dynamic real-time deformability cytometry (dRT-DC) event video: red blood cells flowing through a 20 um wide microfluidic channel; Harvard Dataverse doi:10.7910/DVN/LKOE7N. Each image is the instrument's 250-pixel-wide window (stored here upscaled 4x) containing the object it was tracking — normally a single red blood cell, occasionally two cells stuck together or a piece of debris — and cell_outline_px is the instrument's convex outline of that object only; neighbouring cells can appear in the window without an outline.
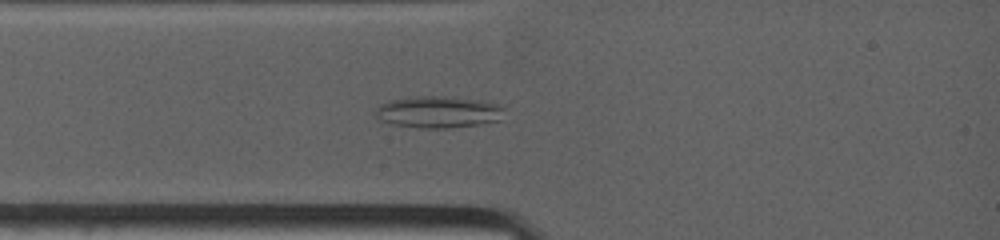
{"species": "common noctule bat (a hibernating species)", "species_latin": "Nyctalus noctula", "temperature_condition": "warm", "stored_images_in_passage": 5, "camera_frame_rate_fps": 4500, "um_per_image_px": 0.085, "animal": {"sex": "female", "body_mass_g": 19.0, "forearm_length_mm": 53.3}, "frame": {"image": 1, "passage_image": 3, "time_ms": 1.333, "image_size_px": [1000, 240], "cell_outline_px": [[504, 108], [500, 120], [480, 124], [444, 128], [420, 128], [392, 124], [380, 120], [372, 112], [380, 104], [388, 100], [416, 96], [440, 96], [484, 100], [500, 104]], "centroid_in_image_um": [37.23, 9.51], "position_along_channel_um": 47.8, "area_um2": 24.04}}